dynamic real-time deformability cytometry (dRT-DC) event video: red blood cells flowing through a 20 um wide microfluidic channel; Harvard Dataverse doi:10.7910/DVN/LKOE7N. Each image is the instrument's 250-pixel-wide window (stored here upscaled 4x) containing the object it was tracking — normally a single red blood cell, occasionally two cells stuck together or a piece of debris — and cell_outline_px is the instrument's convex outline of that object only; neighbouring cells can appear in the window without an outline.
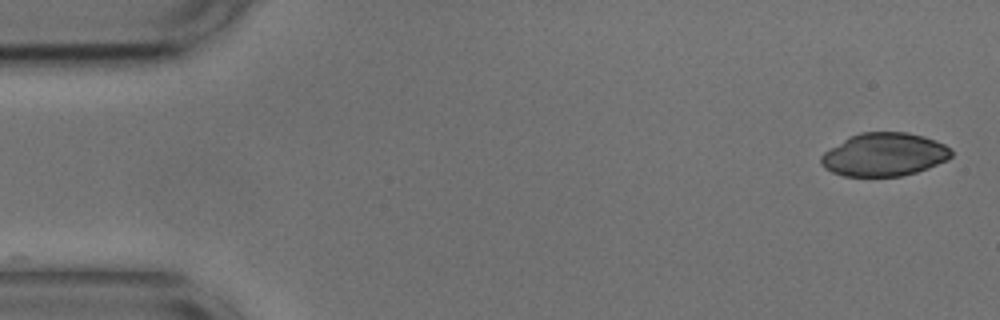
{"species": "common noctule bat (a hibernating species)", "species_latin": "Nyctalus noctula", "temperature_condition": "cold", "stored_images_in_passage": 14, "camera_frame_rate_fps": 3000, "um_per_image_px": 0.085, "animal": {"sex": "male", "body_mass_g": 17.9, "forearm_length_mm": 54.2}, "frame": {"image": 1, "passage_image": 1, "time_ms": 0.0, "image_size_px": [1000, 320], "cell_outline_px": [[952, 156], [948, 160], [928, 168], [916, 172], [900, 176], [844, 176], [832, 172], [824, 168], [820, 164], [820, 156], [824, 152], [848, 136], [860, 132], [908, 132], [924, 136], [936, 140], [944, 144], [952, 152]], "centroid_in_image_um": [75.14, 13.13], "position_along_channel_um": 9.9, "area_um2": 33.0}}